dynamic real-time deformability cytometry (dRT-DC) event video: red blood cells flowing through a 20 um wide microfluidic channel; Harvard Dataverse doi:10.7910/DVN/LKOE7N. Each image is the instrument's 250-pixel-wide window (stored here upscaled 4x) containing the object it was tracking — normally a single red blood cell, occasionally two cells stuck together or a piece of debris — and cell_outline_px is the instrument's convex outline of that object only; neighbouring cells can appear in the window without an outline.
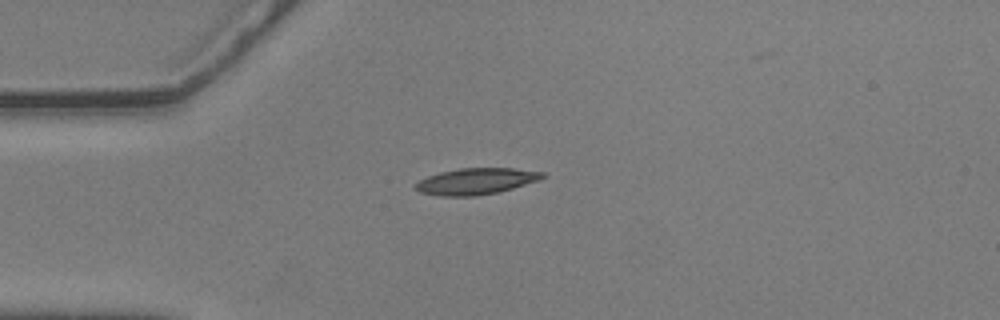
{"species": "common noctule bat (a hibernating species)", "species_latin": "Nyctalus noctula", "temperature_condition": "warm", "stored_images_in_passage": 38, "camera_frame_rate_fps": 3000, "um_per_image_px": 0.085, "animal": {"sex": "male", "body_mass_g": 20.5, "forearm_length_mm": 52.5}, "frame": {"image": 1, "passage_image": 1, "time_ms": 0.0, "image_size_px": [1000, 320], "cell_outline_px": [[548, 176], [540, 180], [512, 188], [496, 192], [476, 196], [440, 196], [420, 192], [412, 188], [420, 180], [428, 176], [440, 172], [460, 168], [512, 168], [544, 172]], "centroid_in_image_um": [40.47, 15.4], "position_along_channel_um": 44.5, "area_um2": 19.48}}
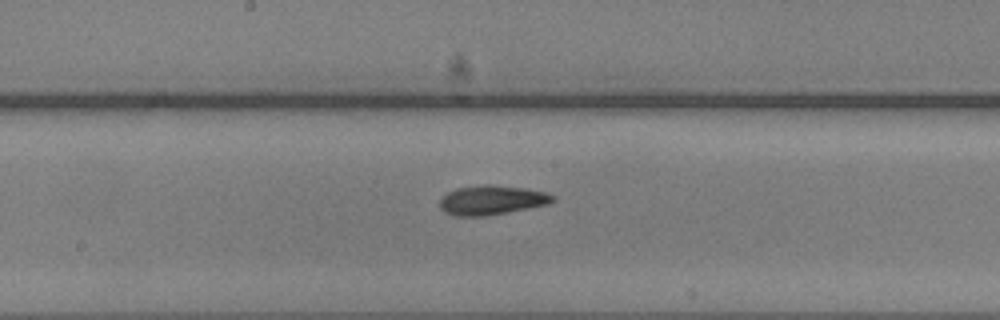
{"frame": {"image": 2, "passage_image": 16, "time_ms": 5.0, "image_size_px": [1000, 320], "cell_outline_px": [[556, 200], [548, 204], [488, 216], [452, 216], [444, 212], [440, 208], [440, 200], [448, 192], [456, 188], [484, 184], [488, 184], [524, 188], [544, 192], [556, 196]], "centroid_in_image_um": [41.79, 17.01], "position_along_channel_um": 206.4, "area_um2": 19.42}}
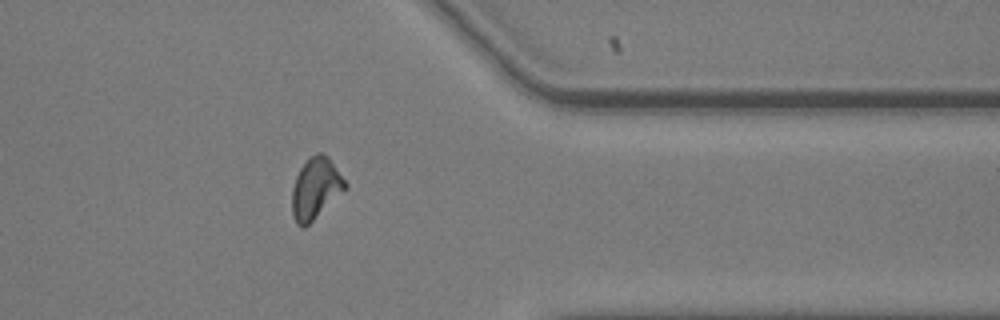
{"frame": {"image": 3, "passage_image": 32, "time_ms": 10.333, "image_size_px": [1000, 320], "cell_outline_px": [[348, 188], [304, 228], [300, 228], [296, 224], [292, 212], [292, 188], [296, 176], [300, 168], [316, 152], [320, 152], [328, 156], [348, 184]], "centroid_in_image_um": [26.84, 16.03], "position_along_channel_um": 384.6, "area_um2": 18.96}}